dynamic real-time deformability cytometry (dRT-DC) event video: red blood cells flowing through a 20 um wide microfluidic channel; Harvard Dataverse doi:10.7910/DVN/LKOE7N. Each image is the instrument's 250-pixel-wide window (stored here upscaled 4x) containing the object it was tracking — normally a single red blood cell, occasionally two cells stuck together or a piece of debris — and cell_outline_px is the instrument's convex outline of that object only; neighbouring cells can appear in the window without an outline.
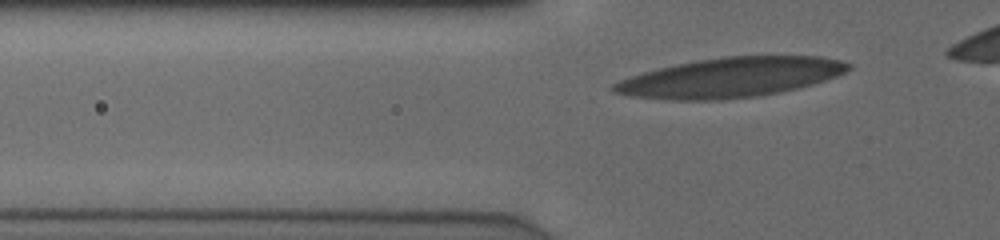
{"species": "human", "species_latin": "Homo sapiens", "temperature_condition": "cold", "stored_images_in_passage": 31, "camera_frame_rate_fps": 3000, "um_per_image_px": 0.085, "donor": {"sex": "male"}, "frame": {"image": 1, "passage_image": 4, "time_ms": 1.0, "image_size_px": [1000, 240], "cell_outline_px": [[852, 68], [848, 72], [812, 84], [780, 92], [756, 96], [716, 100], [676, 100], [632, 96], [612, 92], [608, 88], [612, 84], [628, 76], [676, 64], [696, 60], [724, 56], [820, 56], [840, 60], [852, 64]], "centroid_in_image_um": [62.09, 6.58], "position_along_channel_um": 63.7, "area_um2": 54.22}}
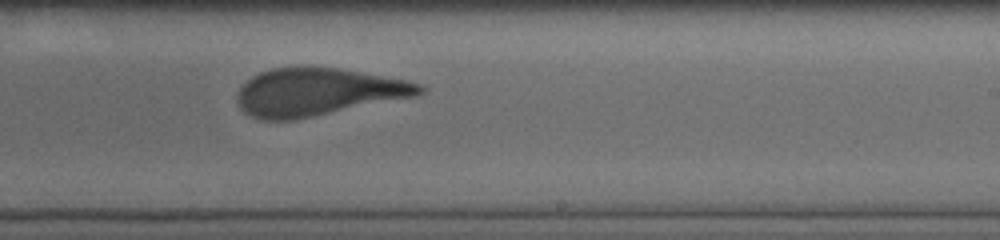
{"frame": {"image": 2, "passage_image": 20, "time_ms": 6.333, "image_size_px": [1000, 240], "cell_outline_px": [[424, 92], [416, 96], [296, 120], [260, 120], [244, 112], [240, 108], [236, 100], [236, 96], [240, 88], [252, 76], [260, 72], [272, 68], [336, 68], [404, 80], [420, 84], [424, 88]], "centroid_in_image_um": [26.97, 7.85], "position_along_channel_um": 262.0, "area_um2": 50.0}}
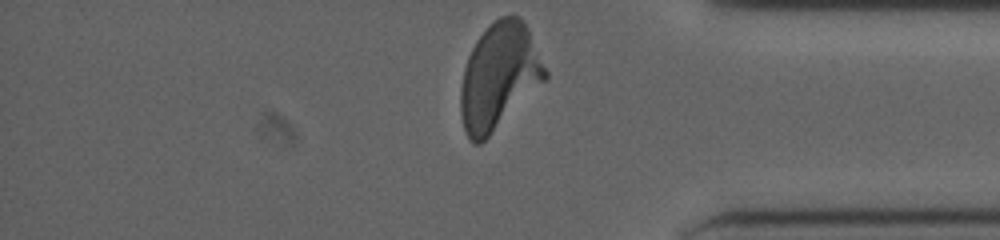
{"frame": {"image": 3, "passage_image": 31, "time_ms": 10.0, "image_size_px": [1000, 240], "cell_outline_px": [[548, 76], [480, 144], [476, 144], [468, 140], [464, 128], [460, 112], [460, 88], [464, 68], [468, 56], [476, 40], [500, 16], [520, 16], [528, 28], [548, 72]], "centroid_in_image_um": [42.39, 6.48], "position_along_channel_um": 392.8, "area_um2": 51.27}}